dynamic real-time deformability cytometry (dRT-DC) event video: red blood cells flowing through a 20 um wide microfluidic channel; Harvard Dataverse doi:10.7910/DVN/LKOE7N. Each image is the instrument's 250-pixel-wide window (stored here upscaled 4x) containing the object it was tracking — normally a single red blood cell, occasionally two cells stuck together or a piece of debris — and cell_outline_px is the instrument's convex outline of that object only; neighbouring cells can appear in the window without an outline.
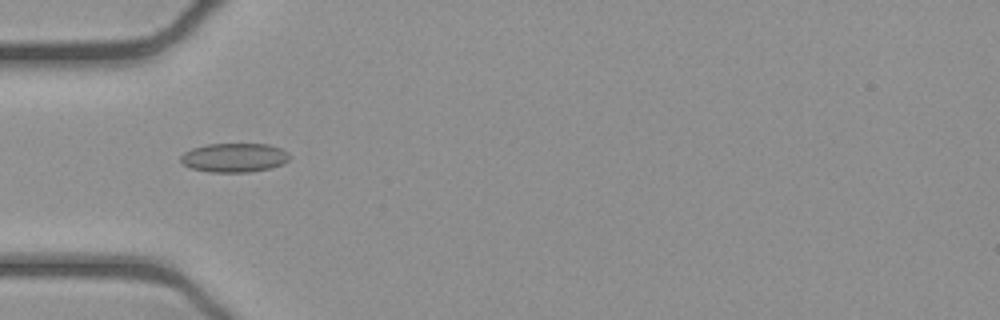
{"species": "common noctule bat (a hibernating species)", "species_latin": "Nyctalus noctula", "temperature_condition": "cold", "stored_images_in_passage": 41, "camera_frame_rate_fps": 3000, "um_per_image_px": 0.085, "animal": {"sex": "female", "body_mass_g": 21.9}, "frame": {"image": 1, "passage_image": 5, "time_ms": 1.333, "image_size_px": [1000, 320], "cell_outline_px": [[292, 156], [284, 164], [272, 168], [248, 172], [208, 172], [192, 168], [184, 164], [180, 160], [180, 156], [184, 152], [192, 148], [208, 144], [268, 144], [280, 148], [288, 152]], "centroid_in_image_um": [19.95, 13.4], "position_along_channel_um": 65.1, "area_um2": 18.55}}
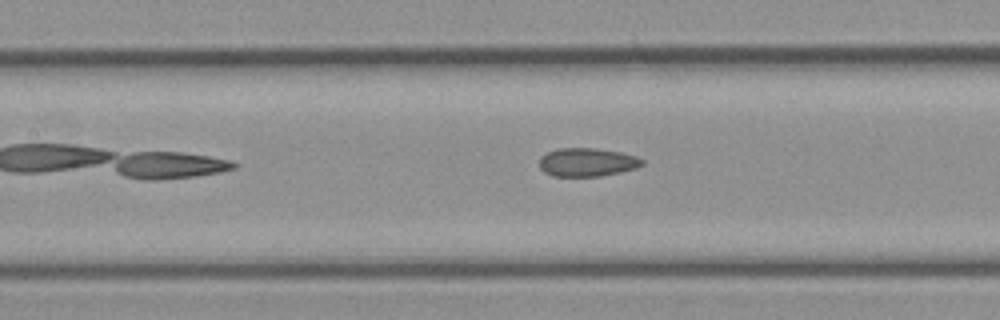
{"frame": {"image": 2, "passage_image": 12, "time_ms": 3.667, "image_size_px": [1000, 320], "cell_outline_px": [[644, 164], [636, 168], [620, 172], [600, 176], [552, 176], [544, 172], [540, 168], [540, 156], [548, 152], [560, 148], [592, 148], [620, 152], [636, 156], [644, 160]], "centroid_in_image_um": [49.9, 13.79], "position_along_channel_um": 157.5, "area_um2": 16.99}}
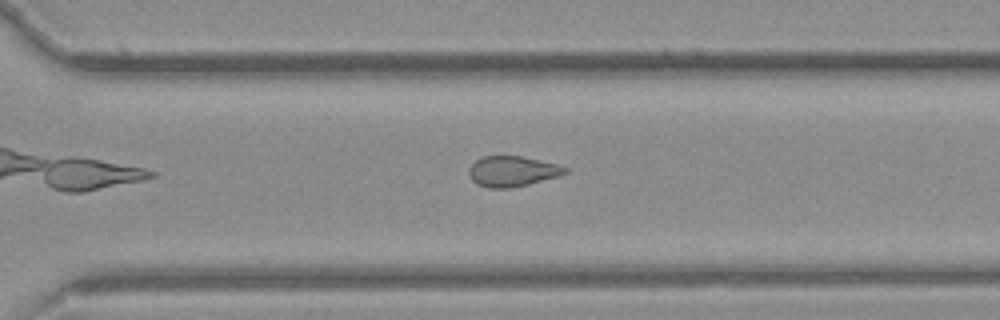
{"frame": {"image": 3, "passage_image": 25, "time_ms": 8.0, "image_size_px": [1000, 320], "cell_outline_px": [[568, 172], [560, 176], [528, 184], [508, 188], [488, 188], [476, 184], [468, 176], [468, 168], [480, 156], [520, 156], [560, 164], [568, 168]], "centroid_in_image_um": [43.54, 14.56], "position_along_channel_um": 327.1, "area_um2": 17.28}, "authors_computed_cell_mechanics": {"area_um2": 17.629, "velocity_mm_per_s": 3.9204, "shape_relaxation_time_tau1_ms": null, "shape_relaxation_time_tau2_ms": 3.4037, "deformation_change_tau1": null, "deformation_change_tau2": 0.0944}}